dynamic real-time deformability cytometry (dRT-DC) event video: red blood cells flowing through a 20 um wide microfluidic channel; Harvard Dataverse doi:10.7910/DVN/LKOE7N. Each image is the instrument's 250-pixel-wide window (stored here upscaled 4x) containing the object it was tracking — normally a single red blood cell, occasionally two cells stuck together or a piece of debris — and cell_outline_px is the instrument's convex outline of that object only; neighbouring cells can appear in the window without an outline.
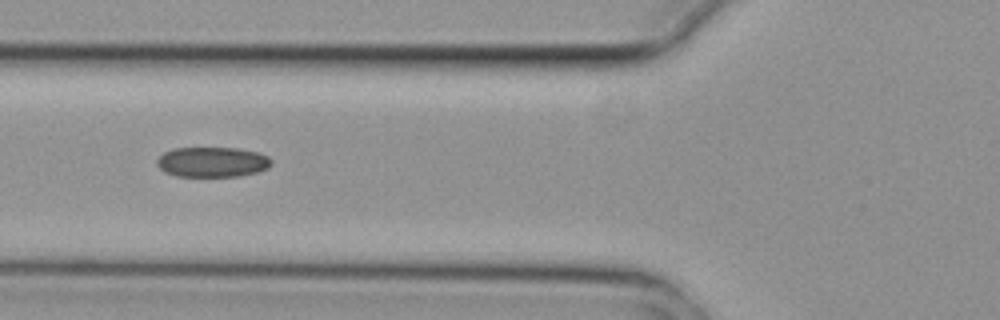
{"species": "common noctule bat (a hibernating species)", "species_latin": "Nyctalus noctula", "temperature_condition": "cold", "stored_images_in_passage": 8, "camera_frame_rate_fps": 3000, "um_per_image_px": 0.085, "animal": {"sex": "female", "body_mass_g": 29.2, "forearm_length_mm": 56.3}, "frame": {"image": 1, "passage_image": 5, "time_ms": 1.333, "image_size_px": [1000, 320], "cell_outline_px": [[272, 164], [268, 168], [256, 172], [240, 176], [176, 176], [164, 172], [156, 164], [156, 160], [164, 152], [172, 148], [240, 148], [260, 152], [268, 156], [272, 160]], "centroid_in_image_um": [18.06, 13.76], "position_along_channel_um": 107.7, "area_um2": 20.29}}
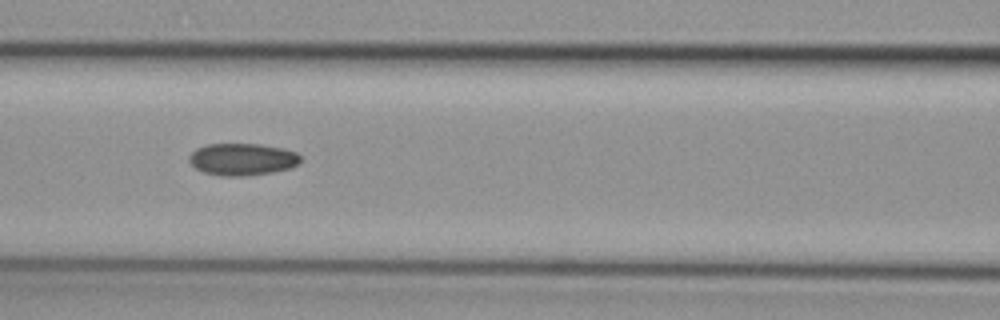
{"frame": {"image": 2, "passage_image": 6, "time_ms": 1.667, "image_size_px": [1000, 320], "cell_outline_px": [[300, 164], [292, 168], [272, 172], [248, 176], [220, 176], [204, 172], [196, 168], [188, 160], [188, 156], [196, 148], [208, 144], [260, 144], [284, 148], [296, 152], [300, 156]], "centroid_in_image_um": [20.62, 13.54], "position_along_channel_um": 146.0, "area_um2": 21.04}}
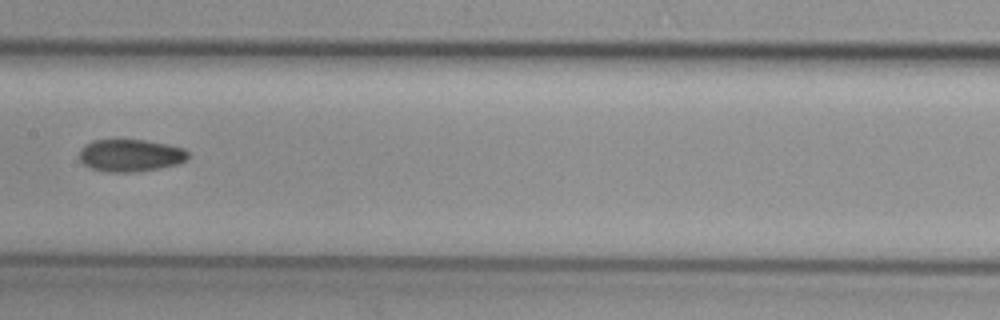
{"frame": {"image": 3, "passage_image": 7, "time_ms": 2.0, "image_size_px": [1000, 320], "cell_outline_px": [[188, 156], [184, 160], [176, 164], [160, 168], [136, 172], [104, 172], [92, 168], [84, 164], [80, 160], [80, 148], [84, 144], [92, 140], [144, 140], [168, 144], [184, 148], [188, 152]], "centroid_in_image_um": [11.06, 13.21], "position_along_channel_um": 196.3, "area_um2": 20.52}}